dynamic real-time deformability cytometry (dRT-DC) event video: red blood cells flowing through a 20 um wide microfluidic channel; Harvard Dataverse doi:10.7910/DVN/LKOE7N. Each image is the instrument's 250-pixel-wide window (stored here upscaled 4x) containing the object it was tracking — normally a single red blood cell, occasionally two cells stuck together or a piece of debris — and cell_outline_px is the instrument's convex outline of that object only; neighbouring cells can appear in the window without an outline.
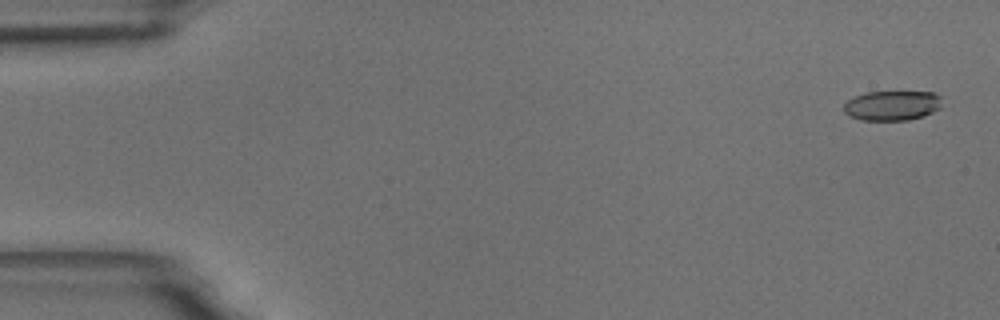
{"species": "common noctule bat (a hibernating species)", "species_latin": "Nyctalus noctula", "temperature_condition": "room temperature", "stored_images_in_passage": 7, "camera_frame_rate_fps": 3000, "um_per_image_px": 0.085, "animal": {"sex": "male", "body_mass_g": 18.8}, "frame": {"image": 1, "passage_image": 3, "time_ms": 0.667, "image_size_px": [1000, 320], "cell_outline_px": [[940, 108], [924, 116], [908, 120], [860, 120], [848, 116], [844, 112], [844, 104], [848, 100], [864, 92], [932, 92], [940, 96]], "centroid_in_image_um": [75.8, 8.98], "position_along_channel_um": 9.2, "area_um2": 17.05}}